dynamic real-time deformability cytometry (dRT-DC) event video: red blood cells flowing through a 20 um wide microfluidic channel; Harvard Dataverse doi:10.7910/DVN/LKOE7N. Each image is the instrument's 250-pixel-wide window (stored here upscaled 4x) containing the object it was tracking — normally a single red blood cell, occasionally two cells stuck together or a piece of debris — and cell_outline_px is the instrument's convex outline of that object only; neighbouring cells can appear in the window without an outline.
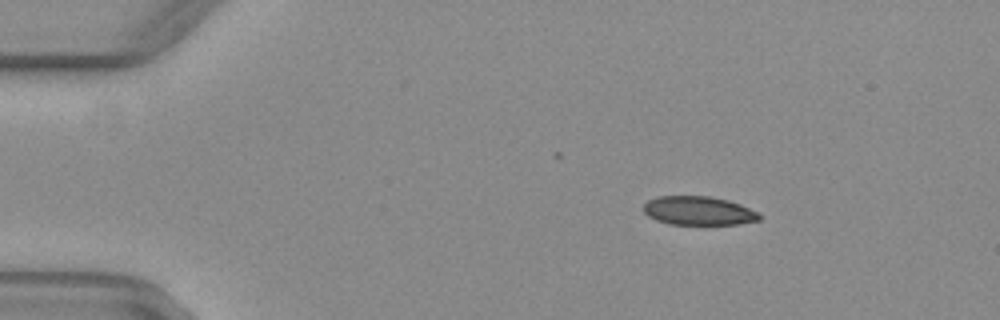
{"species": "common noctule bat (a hibernating species)", "species_latin": "Nyctalus noctula", "temperature_condition": "warm", "stored_images_in_passage": 44, "camera_frame_rate_fps": 3000, "um_per_image_px": 0.085, "animal": {"sex": "female", "body_mass_g": 29.2, "forearm_length_mm": 56.3}, "frame": {"image": 1, "passage_image": 1, "time_ms": 0.0, "image_size_px": [1000, 320], "cell_outline_px": [[760, 220], [740, 224], [668, 224], [656, 220], [648, 216], [644, 212], [644, 204], [648, 200], [660, 196], [712, 196], [728, 200], [740, 204], [760, 212]], "centroid_in_image_um": [59.4, 17.91], "position_along_channel_um": 25.6, "area_um2": 19.54}}
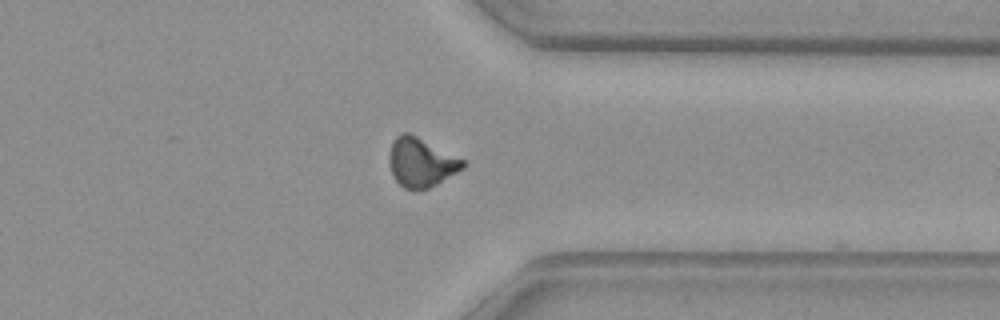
{"frame": {"image": 2, "passage_image": 33, "time_ms": 10.667, "image_size_px": [1000, 320], "cell_outline_px": [[468, 164], [464, 168], [436, 184], [428, 188], [404, 188], [392, 176], [388, 160], [388, 156], [392, 140], [400, 132], [408, 132], [464, 160]], "centroid_in_image_um": [35.76, 13.78], "position_along_channel_um": 375.6, "area_um2": 20.87}}
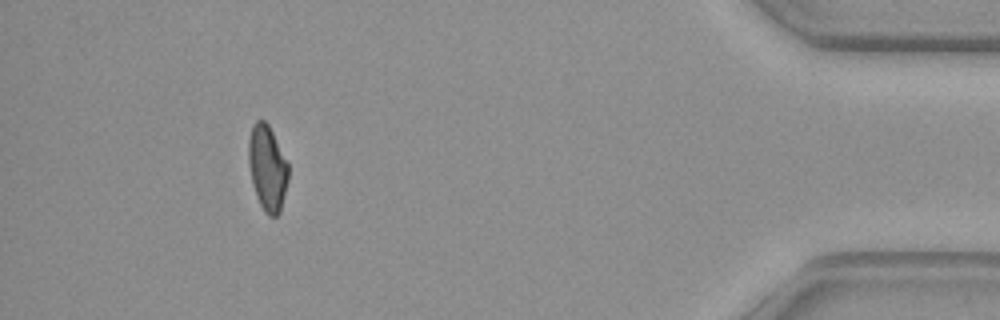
{"frame": {"image": 3, "passage_image": 40, "time_ms": 13.0, "image_size_px": [1000, 320], "cell_outline_px": [[288, 180], [280, 212], [276, 216], [268, 216], [264, 212], [256, 196], [252, 184], [248, 164], [248, 140], [252, 124], [256, 120], [264, 120], [268, 124], [288, 164]], "centroid_in_image_um": [22.7, 14.28], "position_along_channel_um": 412.5, "area_um2": 19.88}, "authors_computed_cell_mechanics": {"area_um2": 21.097, "velocity_mm_per_s": 4.0564, "shape_relaxation_time_tau1_ms": null, "shape_relaxation_time_tau2_ms": 2.1951, "deformation_change_tau1": null, "deformation_change_tau2": 0.0769}}